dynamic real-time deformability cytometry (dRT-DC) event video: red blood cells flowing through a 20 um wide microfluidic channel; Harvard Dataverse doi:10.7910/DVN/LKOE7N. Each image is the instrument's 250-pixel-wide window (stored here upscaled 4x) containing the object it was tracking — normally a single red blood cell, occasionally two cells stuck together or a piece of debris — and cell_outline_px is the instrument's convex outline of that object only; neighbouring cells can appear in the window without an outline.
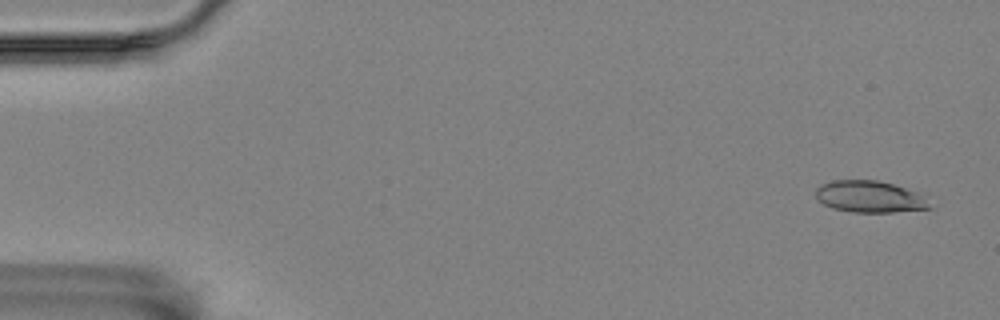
{"species": "Egyptian fruit bat (a non-hibernating species)", "species_latin": "Rousettus aegyptiacus", "temperature_condition": "room temperature", "stored_images_in_passage": 56, "camera_frame_rate_fps": 3000, "um_per_image_px": 0.085, "animal": {"sex": "female"}, "frame": {"image": 1, "passage_image": 3, "time_ms": 0.667, "image_size_px": [1000, 320], "cell_outline_px": [[932, 208], [892, 212], [852, 212], [832, 208], [816, 200], [816, 188], [820, 184], [832, 180], [876, 180], [892, 184], [916, 192]], "centroid_in_image_um": [73.82, 16.72], "position_along_channel_um": 11.2, "area_um2": 20.75}}
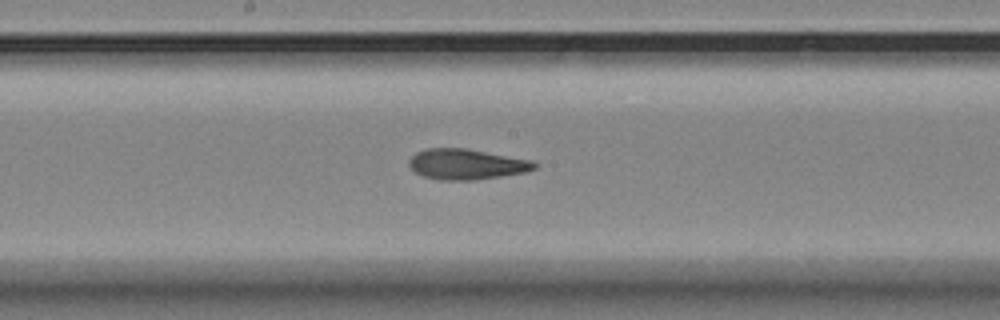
{"frame": {"image": 2, "passage_image": 30, "time_ms": 9.667, "image_size_px": [1000, 320], "cell_outline_px": [[536, 168], [528, 172], [476, 180], [436, 180], [424, 176], [416, 172], [408, 164], [408, 160], [416, 152], [424, 148], [464, 148], [532, 160], [536, 164]], "centroid_in_image_um": [39.64, 13.96], "position_along_channel_um": 208.6, "area_um2": 22.37}}
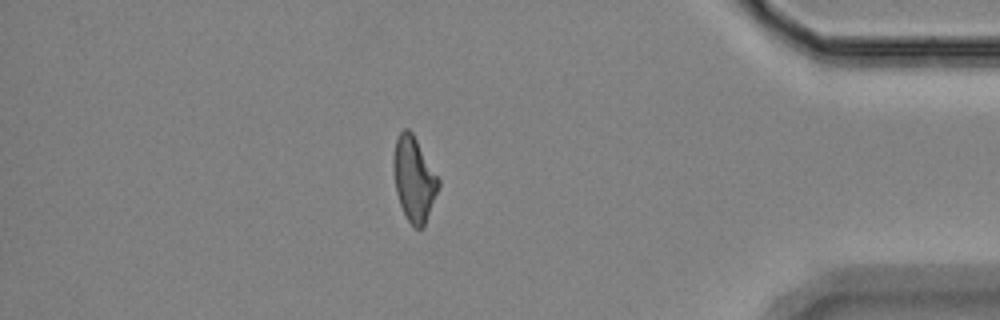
{"frame": {"image": 3, "passage_image": 49, "time_ms": 16.0, "image_size_px": [1000, 320], "cell_outline_px": [[440, 184], [424, 228], [416, 228], [408, 220], [400, 204], [396, 192], [392, 168], [392, 160], [396, 140], [400, 132], [404, 128], [408, 128], [412, 132], [440, 180]], "centroid_in_image_um": [35.18, 15.21], "position_along_channel_um": 400.0, "area_um2": 22.08}, "authors_computed_cell_mechanics": {"area_um2": 22.1952, "velocity_mm_per_s": 3.557, "shape_relaxation_time_tau1_ms": null, "shape_relaxation_time_tau2_ms": 3.1352, "deformation_change_tau1": null, "deformation_change_tau2": 0.1221}}